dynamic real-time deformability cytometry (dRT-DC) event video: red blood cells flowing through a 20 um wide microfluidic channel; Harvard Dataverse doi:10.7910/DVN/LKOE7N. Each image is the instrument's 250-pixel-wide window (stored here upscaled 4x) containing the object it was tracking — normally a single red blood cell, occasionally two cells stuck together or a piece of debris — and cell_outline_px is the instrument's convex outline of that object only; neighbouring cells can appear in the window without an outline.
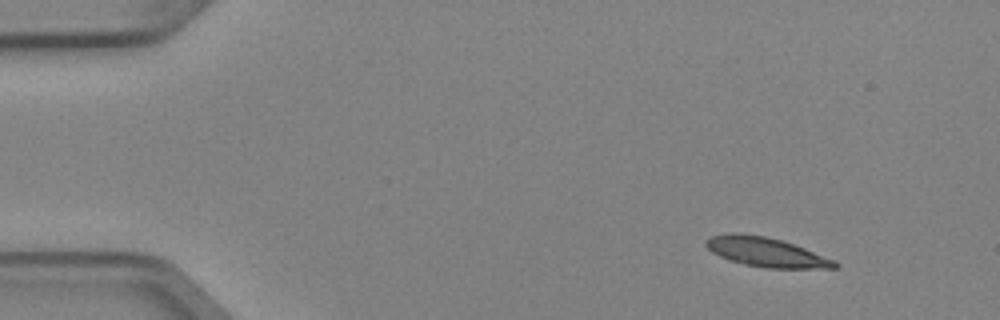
{"species": "Egyptian fruit bat (a non-hibernating species)", "species_latin": "Rousettus aegyptiacus", "temperature_condition": "cold", "stored_images_in_passage": 4, "segment_of_instrument_passage": [1, 2], "camera_frame_rate_fps": 3000, "um_per_image_px": 0.085, "animal": {"sex": "female"}, "frame": {"image": 1, "passage_image": 1, "time_ms": 0.0, "image_size_px": [1000, 320], "cell_outline_px": [[840, 268], [768, 268], [744, 264], [728, 260], [712, 252], [704, 244], [704, 240], [708, 236], [732, 232], [736, 232], [764, 236], [784, 240], [836, 260], [840, 264]], "centroid_in_image_um": [65.12, 21.42], "position_along_channel_um": 19.9, "area_um2": 22.37}}
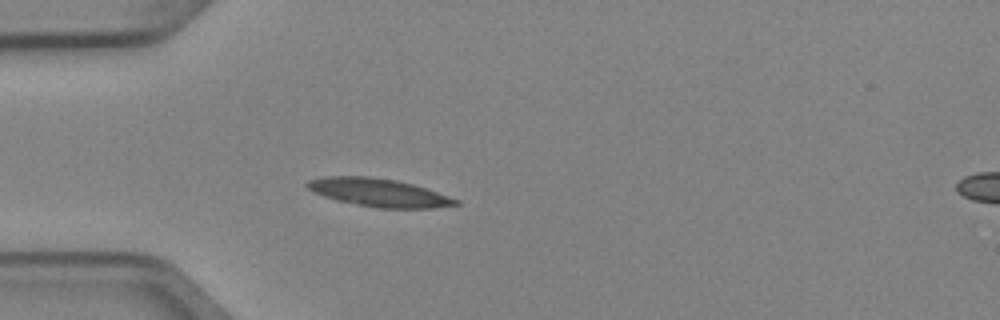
{"frame": {"image": 2, "passage_image": 3, "time_ms": 0.667, "image_size_px": [1000, 320], "cell_outline_px": [[460, 204], [432, 208], [380, 208], [356, 204], [336, 200], [324, 196], [308, 188], [304, 184], [308, 180], [324, 176], [368, 176], [396, 180], [412, 184], [460, 200]], "centroid_in_image_um": [32.18, 16.36], "position_along_channel_um": 52.8, "area_um2": 24.04}}